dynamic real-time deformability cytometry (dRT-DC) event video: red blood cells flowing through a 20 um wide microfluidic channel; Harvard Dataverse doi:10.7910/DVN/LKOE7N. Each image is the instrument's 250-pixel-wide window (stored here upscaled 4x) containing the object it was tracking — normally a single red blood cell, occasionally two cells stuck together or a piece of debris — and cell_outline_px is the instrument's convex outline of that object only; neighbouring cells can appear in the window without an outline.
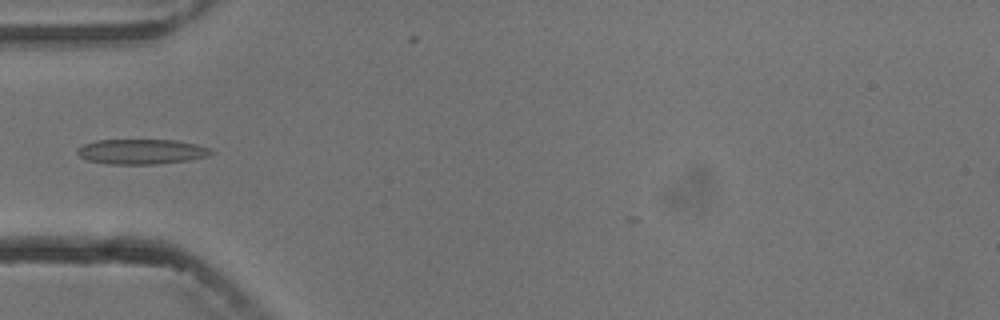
{"species": "common noctule bat (a hibernating species)", "species_latin": "Nyctalus noctula", "temperature_condition": "cold", "stored_images_in_passage": 6, "camera_frame_rate_fps": 3000, "um_per_image_px": 0.085, "animal": {"sex": "male", "body_mass_g": 13.3}, "frame": {"image": 1, "passage_image": 4, "time_ms": 3.667, "image_size_px": [1000, 320], "cell_outline_px": [[216, 152], [208, 156], [188, 160], [156, 164], [108, 164], [88, 160], [80, 156], [76, 152], [76, 148], [84, 144], [96, 140], [176, 140], [196, 144], [212, 148]], "centroid_in_image_um": [12.05, 12.88], "position_along_channel_um": 72.9, "area_um2": 19.65}}
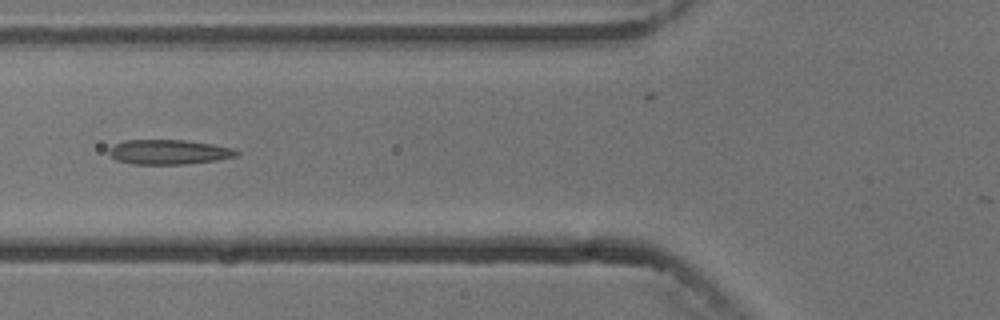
{"frame": {"image": 2, "passage_image": 5, "time_ms": 4.667, "image_size_px": [1000, 320], "cell_outline_px": [[240, 152], [236, 156], [216, 160], [184, 164], [132, 164], [116, 160], [108, 152], [108, 148], [124, 140], [184, 140], [212, 144], [236, 148]], "centroid_in_image_um": [14.36, 12.92], "position_along_channel_um": 111.4, "area_um2": 18.38}}